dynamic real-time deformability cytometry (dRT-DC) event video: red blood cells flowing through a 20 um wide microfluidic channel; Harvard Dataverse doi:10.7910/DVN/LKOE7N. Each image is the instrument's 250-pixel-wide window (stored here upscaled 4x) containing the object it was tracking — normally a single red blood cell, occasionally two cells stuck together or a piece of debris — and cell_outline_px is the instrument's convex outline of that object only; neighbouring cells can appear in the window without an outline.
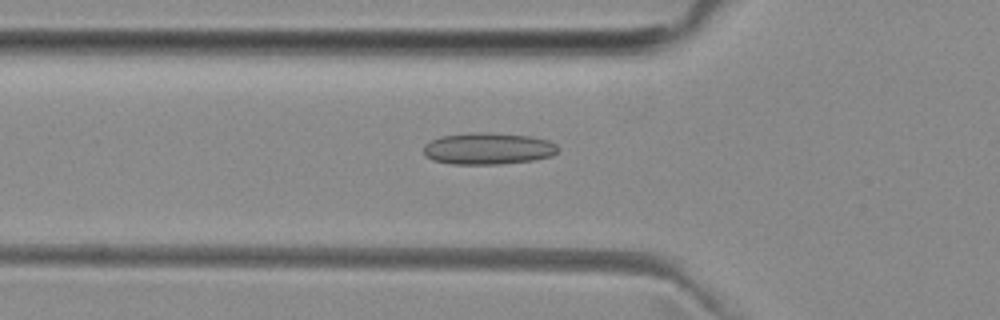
{"species": "common noctule bat (a hibernating species)", "species_latin": "Nyctalus noctula", "temperature_condition": "room temperature", "stored_images_in_passage": 52, "segment_of_instrument_passage": [1, 2], "camera_frame_rate_fps": 3000, "um_per_image_px": 0.085, "animal": {"sex": "female", "body_mass_g": 29.2, "forearm_length_mm": 56.3}, "frame": {"image": 1, "passage_image": 17, "time_ms": 5.333, "image_size_px": [1000, 320], "cell_outline_px": [[560, 148], [552, 156], [532, 160], [500, 164], [452, 164], [432, 160], [424, 156], [424, 144], [440, 136], [468, 132], [492, 132], [532, 136], [548, 140], [556, 144]], "centroid_in_image_um": [41.48, 12.62], "position_along_channel_um": 84.3, "area_um2": 25.2}}
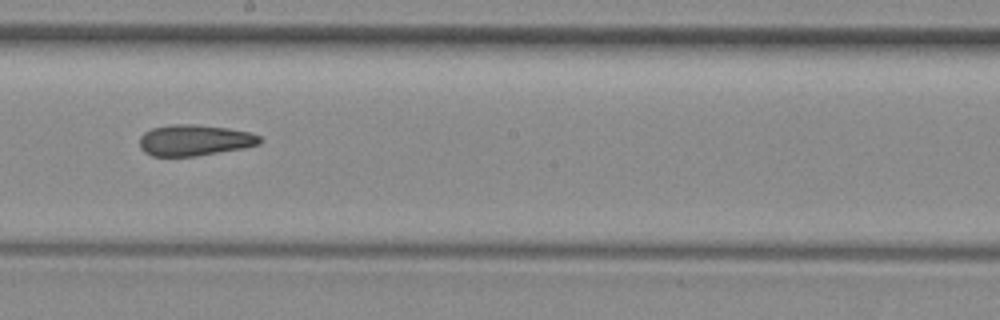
{"frame": {"image": 2, "passage_image": 28, "time_ms": 9.0, "image_size_px": [1000, 320], "cell_outline_px": [[260, 144], [244, 148], [196, 156], [152, 156], [144, 152], [140, 148], [140, 136], [144, 132], [152, 128], [172, 124], [192, 124], [228, 128], [248, 132], [260, 136]], "centroid_in_image_um": [16.51, 11.92], "position_along_channel_um": 231.7, "area_um2": 21.73}}
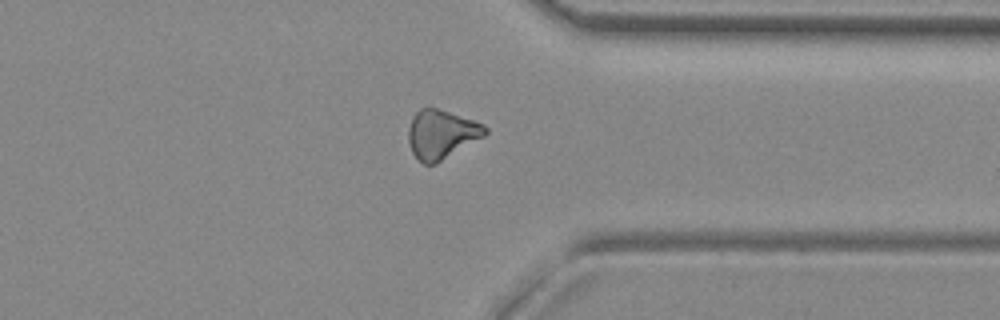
{"frame": {"image": 3, "passage_image": 39, "time_ms": 12.667, "image_size_px": [1000, 320], "cell_outline_px": [[488, 132], [484, 136], [436, 164], [424, 164], [412, 152], [408, 140], [408, 128], [412, 116], [420, 108], [436, 108], [484, 124], [488, 128]], "centroid_in_image_um": [37.51, 11.41], "position_along_channel_um": 373.9, "area_um2": 21.68}}